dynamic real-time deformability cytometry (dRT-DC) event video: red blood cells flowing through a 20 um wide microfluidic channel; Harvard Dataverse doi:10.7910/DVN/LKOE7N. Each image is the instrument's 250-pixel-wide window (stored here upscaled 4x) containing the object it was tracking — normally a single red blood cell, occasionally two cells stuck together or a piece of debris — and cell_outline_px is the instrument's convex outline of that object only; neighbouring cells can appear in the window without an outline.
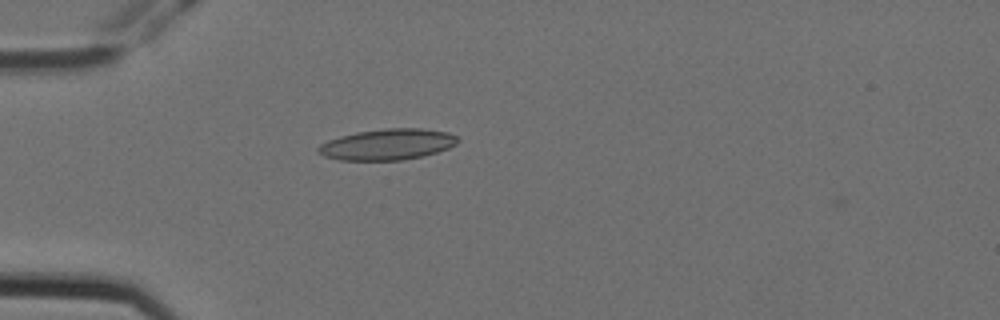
{"species": "Egyptian fruit bat (a non-hibernating species)", "species_latin": "Rousettus aegyptiacus", "temperature_condition": "cold", "stored_images_in_passage": 5, "camera_frame_rate_fps": 3000, "um_per_image_px": 0.085, "animal": {"sex": "female"}, "frame": {"image": 1, "passage_image": 4, "time_ms": 1.0, "image_size_px": [1000, 320], "cell_outline_px": [[460, 140], [456, 144], [448, 148], [424, 156], [400, 160], [340, 160], [324, 156], [316, 152], [316, 148], [320, 144], [328, 140], [340, 136], [356, 132], [384, 128], [420, 128], [448, 132], [456, 136]], "centroid_in_image_um": [32.91, 12.27], "position_along_channel_um": 52.1, "area_um2": 25.32}}